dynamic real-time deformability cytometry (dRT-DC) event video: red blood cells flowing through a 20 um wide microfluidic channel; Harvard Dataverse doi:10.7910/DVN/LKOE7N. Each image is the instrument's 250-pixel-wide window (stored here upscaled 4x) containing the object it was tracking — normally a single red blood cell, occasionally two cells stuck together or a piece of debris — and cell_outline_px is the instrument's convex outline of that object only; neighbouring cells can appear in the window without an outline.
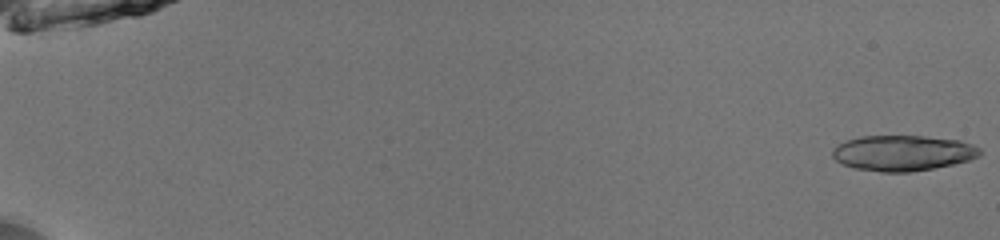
{"species": "common noctule bat (a hibernating species)", "species_latin": "Nyctalus noctula", "temperature_condition": "room temperature", "stored_images_in_passage": 22, "camera_frame_rate_fps": 3000, "um_per_image_px": 0.085, "animal": {"sex": "male", "body_mass_g": 13.0, "forearm_length_mm": 53.1}, "frame": {"image": 1, "passage_image": 1, "time_ms": 0.0, "image_size_px": [1000, 240], "cell_outline_px": [[980, 156], [968, 160], [952, 164], [912, 172], [880, 172], [856, 168], [844, 164], [836, 160], [832, 156], [832, 148], [848, 140], [860, 136], [924, 136], [960, 140], [972, 144], [980, 148]], "centroid_in_image_um": [76.75, 13.0], "position_along_channel_um": 8.3, "area_um2": 30.4}}